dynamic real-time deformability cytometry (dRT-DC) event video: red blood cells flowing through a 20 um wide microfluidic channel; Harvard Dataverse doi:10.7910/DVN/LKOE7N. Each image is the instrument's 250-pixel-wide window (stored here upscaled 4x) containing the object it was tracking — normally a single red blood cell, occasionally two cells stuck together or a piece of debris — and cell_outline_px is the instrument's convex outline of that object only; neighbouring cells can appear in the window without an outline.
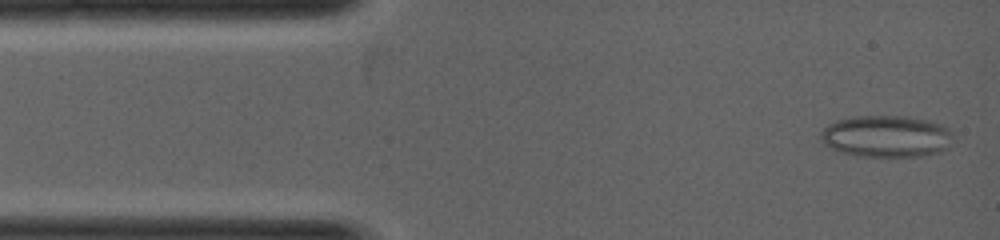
{"species": "common noctule bat (a hibernating species)", "species_latin": "Nyctalus noctula", "temperature_condition": "warm", "stored_images_in_passage": 26, "camera_frame_rate_fps": 5000, "um_per_image_px": 0.085, "animal": {"sex": "female", "body_mass_g": 19.0, "forearm_length_mm": 53.3}, "frame": {"image": 1, "passage_image": 1, "time_ms": 0.0, "image_size_px": [1000, 240], "cell_outline_px": [[952, 144], [948, 148], [940, 152], [924, 156], [860, 156], [840, 152], [824, 144], [820, 140], [820, 132], [828, 124], [836, 120], [856, 116], [904, 116], [928, 120], [940, 124], [948, 128], [952, 132]], "centroid_in_image_um": [75.35, 11.59], "position_along_channel_um": 9.6, "area_um2": 32.48}}
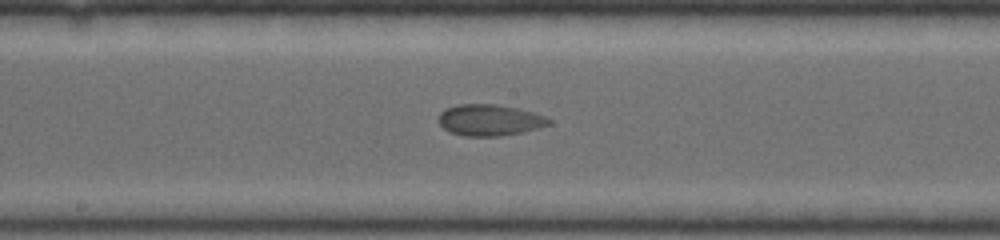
{"frame": {"image": 2, "passage_image": 17, "time_ms": 3.2, "image_size_px": [1000, 240], "cell_outline_px": [[552, 124], [520, 132], [500, 136], [464, 136], [448, 132], [440, 124], [440, 112], [444, 108], [460, 104], [496, 104], [516, 108], [548, 116], [552, 120]], "centroid_in_image_um": [41.62, 10.2], "position_along_channel_um": 206.6, "area_um2": 20.11}}
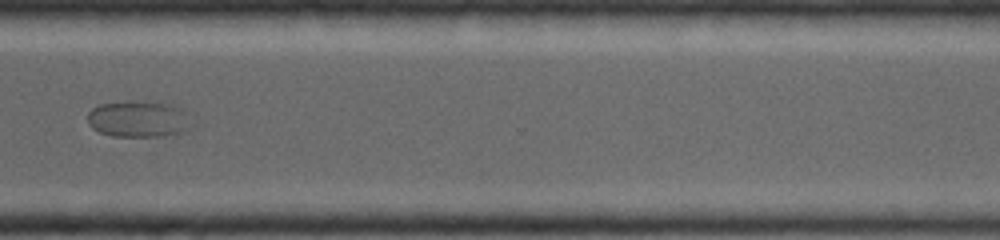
{"frame": {"image": 3, "passage_image": 26, "time_ms": 5.0, "image_size_px": [1000, 240], "cell_outline_px": [[196, 124], [192, 128], [184, 132], [164, 136], [112, 136], [100, 132], [92, 128], [88, 124], [88, 112], [92, 108], [100, 104], [128, 100], [172, 104], [184, 108]], "centroid_in_image_um": [11.86, 10.11], "position_along_channel_um": 358.7, "area_um2": 22.77}}